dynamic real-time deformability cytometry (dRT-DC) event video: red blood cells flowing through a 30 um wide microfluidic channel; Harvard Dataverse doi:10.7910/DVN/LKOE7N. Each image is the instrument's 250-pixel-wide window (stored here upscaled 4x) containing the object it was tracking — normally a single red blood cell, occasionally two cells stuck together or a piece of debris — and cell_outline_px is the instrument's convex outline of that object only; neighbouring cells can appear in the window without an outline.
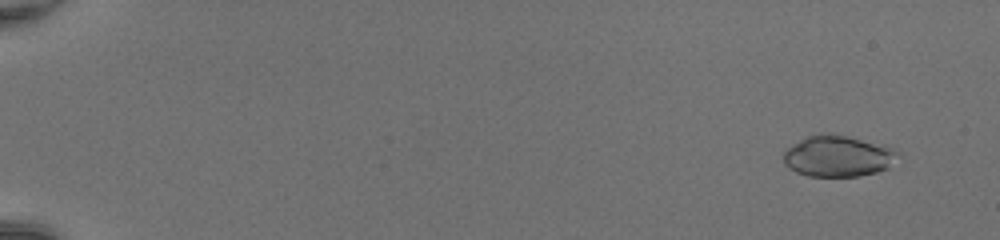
{"species": "common noctule bat (a hibernating species)", "species_latin": "Nyctalus noctula", "temperature_condition": "room temperature", "stored_images_in_passage": 51, "camera_frame_rate_fps": 3000, "um_per_image_px": 0.085, "animal": {"sex": "female", "body_mass_g": 20.0, "forearm_length_mm": 54.0}, "frame": {"image": 1, "passage_image": 4, "time_ms": 1.0, "image_size_px": [1000, 240], "cell_outline_px": [[900, 152], [888, 168], [876, 172], [856, 176], [808, 176], [796, 172], [788, 168], [784, 164], [784, 148], [808, 136], [820, 132], [848, 136], [884, 144]], "centroid_in_image_um": [71.2, 13.25], "position_along_channel_um": 13.8, "area_um2": 27.63}}
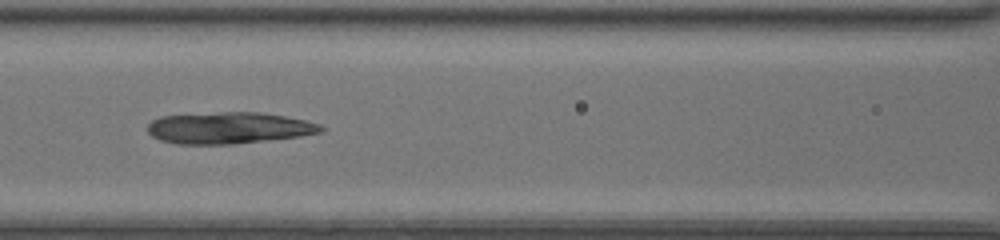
{"frame": {"image": 2, "passage_image": 26, "time_ms": 8.333, "image_size_px": [1000, 240], "cell_outline_px": [[324, 128], [320, 132], [300, 136], [232, 144], [176, 144], [160, 140], [152, 136], [148, 132], [148, 124], [152, 120], [160, 116], [224, 112], [260, 112], [284, 116], [304, 120], [320, 124]], "centroid_in_image_um": [19.42, 10.87], "position_along_channel_um": 147.2, "area_um2": 31.67}}
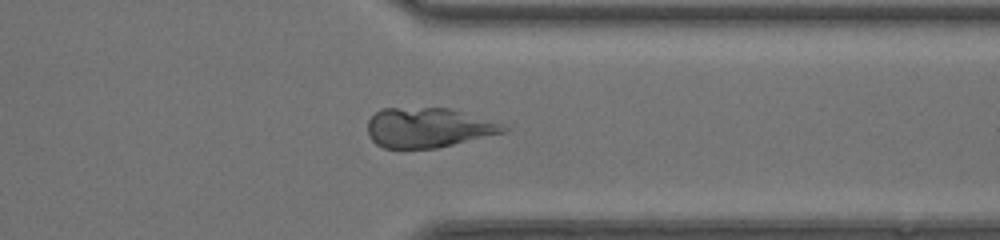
{"frame": {"image": 3, "passage_image": 42, "time_ms": 13.667, "image_size_px": [1000, 240], "cell_outline_px": [[512, 128], [508, 132], [436, 148], [384, 148], [376, 144], [368, 136], [368, 120], [380, 108], [448, 108], [500, 124]], "centroid_in_image_um": [36.38, 10.86], "position_along_channel_um": 375.0, "area_um2": 31.27}}